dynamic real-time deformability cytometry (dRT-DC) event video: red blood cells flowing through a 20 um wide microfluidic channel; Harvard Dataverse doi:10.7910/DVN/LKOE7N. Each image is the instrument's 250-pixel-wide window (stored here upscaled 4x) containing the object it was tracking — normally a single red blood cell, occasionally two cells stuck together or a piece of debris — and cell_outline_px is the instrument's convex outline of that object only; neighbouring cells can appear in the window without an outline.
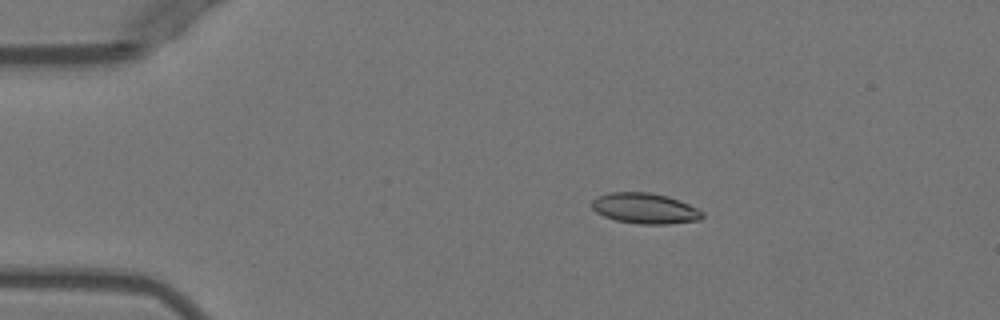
{"species": "Egyptian fruit bat (a non-hibernating species)", "species_latin": "Rousettus aegyptiacus", "temperature_condition": "warm", "stored_images_in_passage": 51, "camera_frame_rate_fps": 3000, "um_per_image_px": 0.085, "animal": {"sex": "female"}, "frame": {"image": 1, "passage_image": 9, "time_ms": 2.667, "image_size_px": [1000, 320], "cell_outline_px": [[704, 216], [700, 220], [668, 224], [640, 224], [616, 220], [604, 216], [596, 212], [592, 208], [592, 200], [596, 196], [608, 192], [648, 192], [668, 196], [688, 204], [704, 212]], "centroid_in_image_um": [54.81, 17.71], "position_along_channel_um": 30.2, "area_um2": 19.77}}
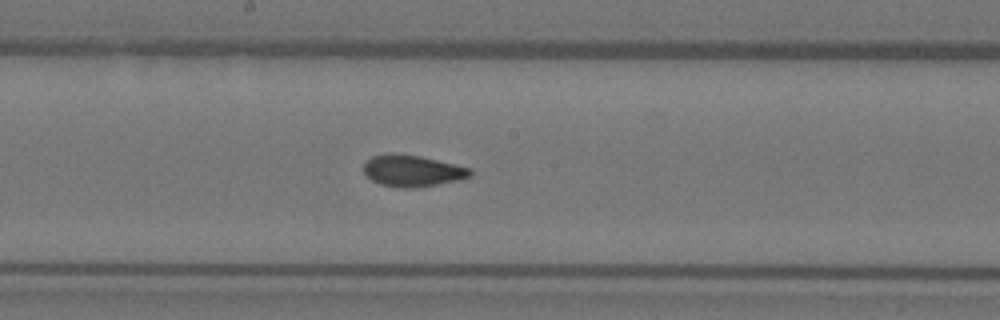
{"frame": {"image": 2, "passage_image": 27, "time_ms": 8.667, "image_size_px": [1000, 320], "cell_outline_px": [[472, 176], [460, 180], [416, 188], [404, 188], [380, 184], [372, 180], [364, 172], [364, 160], [372, 156], [388, 152], [392, 152], [420, 156], [472, 168]], "centroid_in_image_um": [35.05, 14.5], "position_along_channel_um": 213.1, "area_um2": 19.83}}
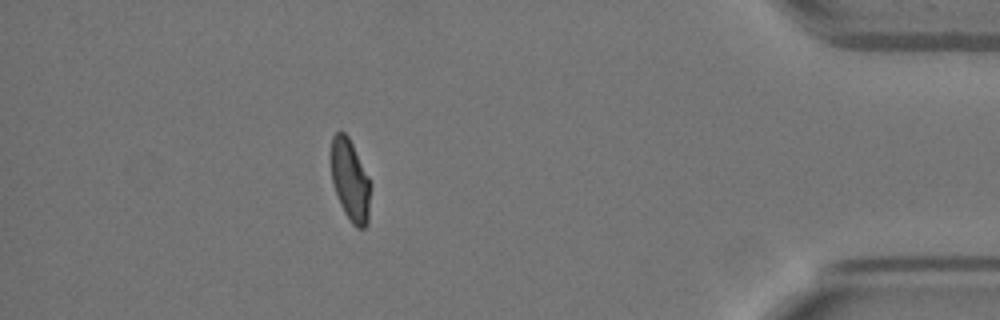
{"frame": {"image": 3, "passage_image": 45, "time_ms": 14.667, "image_size_px": [1000, 320], "cell_outline_px": [[372, 184], [368, 224], [364, 228], [356, 228], [352, 224], [344, 212], [340, 204], [332, 180], [332, 136], [336, 132], [344, 132], [348, 136]], "centroid_in_image_um": [29.81, 15.38], "position_along_channel_um": 405.4, "area_um2": 18.73}, "authors_computed_cell_mechanics": {"area_um2": 19.4208, "velocity_mm_per_s": 3.9836, "shape_relaxation_time_tau1_ms": 7.1028, "shape_relaxation_time_tau2_ms": 1.4951, "deformation_change_tau1": 0.1953, "deformation_change_tau2": 0.0624}}